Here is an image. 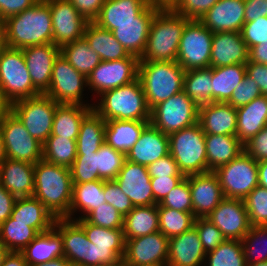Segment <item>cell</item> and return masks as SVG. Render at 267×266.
Segmentation results:
<instances>
[{"label": "cell", "instance_id": "obj_1", "mask_svg": "<svg viewBox=\"0 0 267 266\" xmlns=\"http://www.w3.org/2000/svg\"><path fill=\"white\" fill-rule=\"evenodd\" d=\"M34 177L33 197L55 218H65L69 214L72 199L70 169L41 159L35 164Z\"/></svg>", "mask_w": 267, "mask_h": 266}, {"label": "cell", "instance_id": "obj_2", "mask_svg": "<svg viewBox=\"0 0 267 266\" xmlns=\"http://www.w3.org/2000/svg\"><path fill=\"white\" fill-rule=\"evenodd\" d=\"M7 47L23 49L53 43L49 4L39 0L32 7L6 19Z\"/></svg>", "mask_w": 267, "mask_h": 266}, {"label": "cell", "instance_id": "obj_3", "mask_svg": "<svg viewBox=\"0 0 267 266\" xmlns=\"http://www.w3.org/2000/svg\"><path fill=\"white\" fill-rule=\"evenodd\" d=\"M189 20L163 6L154 15L139 62L176 61L182 33Z\"/></svg>", "mask_w": 267, "mask_h": 266}, {"label": "cell", "instance_id": "obj_4", "mask_svg": "<svg viewBox=\"0 0 267 266\" xmlns=\"http://www.w3.org/2000/svg\"><path fill=\"white\" fill-rule=\"evenodd\" d=\"M99 97H102L100 103L93 105L92 109L105 121L114 119L150 121V109L139 78L106 91Z\"/></svg>", "mask_w": 267, "mask_h": 266}, {"label": "cell", "instance_id": "obj_5", "mask_svg": "<svg viewBox=\"0 0 267 266\" xmlns=\"http://www.w3.org/2000/svg\"><path fill=\"white\" fill-rule=\"evenodd\" d=\"M185 70L176 61L139 62L138 78L148 108L169 99L183 90Z\"/></svg>", "mask_w": 267, "mask_h": 266}, {"label": "cell", "instance_id": "obj_6", "mask_svg": "<svg viewBox=\"0 0 267 266\" xmlns=\"http://www.w3.org/2000/svg\"><path fill=\"white\" fill-rule=\"evenodd\" d=\"M169 153L184 176L207 173L205 133L199 123L168 136Z\"/></svg>", "mask_w": 267, "mask_h": 266}, {"label": "cell", "instance_id": "obj_7", "mask_svg": "<svg viewBox=\"0 0 267 266\" xmlns=\"http://www.w3.org/2000/svg\"><path fill=\"white\" fill-rule=\"evenodd\" d=\"M40 94L32 83L22 49H1L0 95L11 105L15 101Z\"/></svg>", "mask_w": 267, "mask_h": 266}, {"label": "cell", "instance_id": "obj_8", "mask_svg": "<svg viewBox=\"0 0 267 266\" xmlns=\"http://www.w3.org/2000/svg\"><path fill=\"white\" fill-rule=\"evenodd\" d=\"M198 108L182 90L150 110V123L169 136L198 123Z\"/></svg>", "mask_w": 267, "mask_h": 266}, {"label": "cell", "instance_id": "obj_9", "mask_svg": "<svg viewBox=\"0 0 267 266\" xmlns=\"http://www.w3.org/2000/svg\"><path fill=\"white\" fill-rule=\"evenodd\" d=\"M58 103L45 94L15 101L10 111L25 126L29 134L42 145L51 135Z\"/></svg>", "mask_w": 267, "mask_h": 266}, {"label": "cell", "instance_id": "obj_10", "mask_svg": "<svg viewBox=\"0 0 267 266\" xmlns=\"http://www.w3.org/2000/svg\"><path fill=\"white\" fill-rule=\"evenodd\" d=\"M213 172L219 179L224 198L243 200L259 185L258 162L245 151Z\"/></svg>", "mask_w": 267, "mask_h": 266}, {"label": "cell", "instance_id": "obj_11", "mask_svg": "<svg viewBox=\"0 0 267 266\" xmlns=\"http://www.w3.org/2000/svg\"><path fill=\"white\" fill-rule=\"evenodd\" d=\"M211 32L199 20H189L180 40L176 62L185 70L210 68Z\"/></svg>", "mask_w": 267, "mask_h": 266}, {"label": "cell", "instance_id": "obj_12", "mask_svg": "<svg viewBox=\"0 0 267 266\" xmlns=\"http://www.w3.org/2000/svg\"><path fill=\"white\" fill-rule=\"evenodd\" d=\"M162 7L149 0H105L93 22L101 28L113 31L119 23L152 22L154 15Z\"/></svg>", "mask_w": 267, "mask_h": 266}, {"label": "cell", "instance_id": "obj_13", "mask_svg": "<svg viewBox=\"0 0 267 266\" xmlns=\"http://www.w3.org/2000/svg\"><path fill=\"white\" fill-rule=\"evenodd\" d=\"M6 157L36 164L42 159L43 145L32 137L20 120L9 111L0 126Z\"/></svg>", "mask_w": 267, "mask_h": 266}, {"label": "cell", "instance_id": "obj_14", "mask_svg": "<svg viewBox=\"0 0 267 266\" xmlns=\"http://www.w3.org/2000/svg\"><path fill=\"white\" fill-rule=\"evenodd\" d=\"M87 87V78L78 72L60 53L55 59L51 83L45 93L58 104H77L93 107L92 104H83V91Z\"/></svg>", "mask_w": 267, "mask_h": 266}, {"label": "cell", "instance_id": "obj_15", "mask_svg": "<svg viewBox=\"0 0 267 266\" xmlns=\"http://www.w3.org/2000/svg\"><path fill=\"white\" fill-rule=\"evenodd\" d=\"M169 238L160 231L125 239V266H167Z\"/></svg>", "mask_w": 267, "mask_h": 266}, {"label": "cell", "instance_id": "obj_16", "mask_svg": "<svg viewBox=\"0 0 267 266\" xmlns=\"http://www.w3.org/2000/svg\"><path fill=\"white\" fill-rule=\"evenodd\" d=\"M139 59L129 55L112 61H101L88 75L87 86L97 94L129 84L138 78Z\"/></svg>", "mask_w": 267, "mask_h": 266}, {"label": "cell", "instance_id": "obj_17", "mask_svg": "<svg viewBox=\"0 0 267 266\" xmlns=\"http://www.w3.org/2000/svg\"><path fill=\"white\" fill-rule=\"evenodd\" d=\"M50 7L53 44L62 46L82 39L88 21L69 0H45Z\"/></svg>", "mask_w": 267, "mask_h": 266}, {"label": "cell", "instance_id": "obj_18", "mask_svg": "<svg viewBox=\"0 0 267 266\" xmlns=\"http://www.w3.org/2000/svg\"><path fill=\"white\" fill-rule=\"evenodd\" d=\"M206 218L220 229L226 239L242 240L251 228L242 199L224 198Z\"/></svg>", "mask_w": 267, "mask_h": 266}, {"label": "cell", "instance_id": "obj_19", "mask_svg": "<svg viewBox=\"0 0 267 266\" xmlns=\"http://www.w3.org/2000/svg\"><path fill=\"white\" fill-rule=\"evenodd\" d=\"M151 177L147 166L126 160L115 181L134 206L157 204L154 200Z\"/></svg>", "mask_w": 267, "mask_h": 266}, {"label": "cell", "instance_id": "obj_20", "mask_svg": "<svg viewBox=\"0 0 267 266\" xmlns=\"http://www.w3.org/2000/svg\"><path fill=\"white\" fill-rule=\"evenodd\" d=\"M86 233L90 242L99 250V266L110 265L123 259L125 238L123 228L108 229L88 223L85 219H74Z\"/></svg>", "mask_w": 267, "mask_h": 266}, {"label": "cell", "instance_id": "obj_21", "mask_svg": "<svg viewBox=\"0 0 267 266\" xmlns=\"http://www.w3.org/2000/svg\"><path fill=\"white\" fill-rule=\"evenodd\" d=\"M34 87L45 94L51 83L52 69L60 48L53 43L29 46L22 49Z\"/></svg>", "mask_w": 267, "mask_h": 266}, {"label": "cell", "instance_id": "obj_22", "mask_svg": "<svg viewBox=\"0 0 267 266\" xmlns=\"http://www.w3.org/2000/svg\"><path fill=\"white\" fill-rule=\"evenodd\" d=\"M189 187L196 218L207 217L224 199L219 179L213 171L189 175Z\"/></svg>", "mask_w": 267, "mask_h": 266}, {"label": "cell", "instance_id": "obj_23", "mask_svg": "<svg viewBox=\"0 0 267 266\" xmlns=\"http://www.w3.org/2000/svg\"><path fill=\"white\" fill-rule=\"evenodd\" d=\"M199 21L211 32H240L245 23L244 0H219Z\"/></svg>", "mask_w": 267, "mask_h": 266}, {"label": "cell", "instance_id": "obj_24", "mask_svg": "<svg viewBox=\"0 0 267 266\" xmlns=\"http://www.w3.org/2000/svg\"><path fill=\"white\" fill-rule=\"evenodd\" d=\"M249 50L240 32L213 33L210 67H222L248 62Z\"/></svg>", "mask_w": 267, "mask_h": 266}, {"label": "cell", "instance_id": "obj_25", "mask_svg": "<svg viewBox=\"0 0 267 266\" xmlns=\"http://www.w3.org/2000/svg\"><path fill=\"white\" fill-rule=\"evenodd\" d=\"M169 154L168 135L149 123L126 153V160L148 166Z\"/></svg>", "mask_w": 267, "mask_h": 266}, {"label": "cell", "instance_id": "obj_26", "mask_svg": "<svg viewBox=\"0 0 267 266\" xmlns=\"http://www.w3.org/2000/svg\"><path fill=\"white\" fill-rule=\"evenodd\" d=\"M203 262L206 263V252L194 226L169 238L167 266H201Z\"/></svg>", "mask_w": 267, "mask_h": 266}, {"label": "cell", "instance_id": "obj_27", "mask_svg": "<svg viewBox=\"0 0 267 266\" xmlns=\"http://www.w3.org/2000/svg\"><path fill=\"white\" fill-rule=\"evenodd\" d=\"M198 123L205 134L236 136V108L223 102L201 105L198 108Z\"/></svg>", "mask_w": 267, "mask_h": 266}, {"label": "cell", "instance_id": "obj_28", "mask_svg": "<svg viewBox=\"0 0 267 266\" xmlns=\"http://www.w3.org/2000/svg\"><path fill=\"white\" fill-rule=\"evenodd\" d=\"M35 164L6 158L0 165V183L16 198L32 197Z\"/></svg>", "mask_w": 267, "mask_h": 266}, {"label": "cell", "instance_id": "obj_29", "mask_svg": "<svg viewBox=\"0 0 267 266\" xmlns=\"http://www.w3.org/2000/svg\"><path fill=\"white\" fill-rule=\"evenodd\" d=\"M62 237L64 257L73 266H87L89 239L84 229L75 221L56 218L53 227Z\"/></svg>", "mask_w": 267, "mask_h": 266}, {"label": "cell", "instance_id": "obj_30", "mask_svg": "<svg viewBox=\"0 0 267 266\" xmlns=\"http://www.w3.org/2000/svg\"><path fill=\"white\" fill-rule=\"evenodd\" d=\"M236 137L244 145L267 126V96L261 95L249 104L236 108Z\"/></svg>", "mask_w": 267, "mask_h": 266}, {"label": "cell", "instance_id": "obj_31", "mask_svg": "<svg viewBox=\"0 0 267 266\" xmlns=\"http://www.w3.org/2000/svg\"><path fill=\"white\" fill-rule=\"evenodd\" d=\"M17 222L28 223L38 233L51 230L56 218L35 197L17 198L10 216Z\"/></svg>", "mask_w": 267, "mask_h": 266}, {"label": "cell", "instance_id": "obj_32", "mask_svg": "<svg viewBox=\"0 0 267 266\" xmlns=\"http://www.w3.org/2000/svg\"><path fill=\"white\" fill-rule=\"evenodd\" d=\"M20 253L28 266L64 257L62 237L52 228L47 232L39 233Z\"/></svg>", "mask_w": 267, "mask_h": 266}, {"label": "cell", "instance_id": "obj_33", "mask_svg": "<svg viewBox=\"0 0 267 266\" xmlns=\"http://www.w3.org/2000/svg\"><path fill=\"white\" fill-rule=\"evenodd\" d=\"M207 172L228 164L244 152V145L233 135L205 134Z\"/></svg>", "mask_w": 267, "mask_h": 266}, {"label": "cell", "instance_id": "obj_34", "mask_svg": "<svg viewBox=\"0 0 267 266\" xmlns=\"http://www.w3.org/2000/svg\"><path fill=\"white\" fill-rule=\"evenodd\" d=\"M105 143L126 154L137 142L150 121L110 120L105 121Z\"/></svg>", "mask_w": 267, "mask_h": 266}, {"label": "cell", "instance_id": "obj_35", "mask_svg": "<svg viewBox=\"0 0 267 266\" xmlns=\"http://www.w3.org/2000/svg\"><path fill=\"white\" fill-rule=\"evenodd\" d=\"M83 38L89 47L99 55L101 61L118 60L129 56L112 31L101 28L94 22H88Z\"/></svg>", "mask_w": 267, "mask_h": 266}, {"label": "cell", "instance_id": "obj_36", "mask_svg": "<svg viewBox=\"0 0 267 266\" xmlns=\"http://www.w3.org/2000/svg\"><path fill=\"white\" fill-rule=\"evenodd\" d=\"M92 107L77 104H58L53 118L50 136L64 137L76 140L83 118Z\"/></svg>", "mask_w": 267, "mask_h": 266}, {"label": "cell", "instance_id": "obj_37", "mask_svg": "<svg viewBox=\"0 0 267 266\" xmlns=\"http://www.w3.org/2000/svg\"><path fill=\"white\" fill-rule=\"evenodd\" d=\"M159 231L158 206H134L124 217L123 232L125 239H132Z\"/></svg>", "mask_w": 267, "mask_h": 266}, {"label": "cell", "instance_id": "obj_38", "mask_svg": "<svg viewBox=\"0 0 267 266\" xmlns=\"http://www.w3.org/2000/svg\"><path fill=\"white\" fill-rule=\"evenodd\" d=\"M104 180H96L84 183L73 184L72 199L69 214L66 219L74 220L73 213L77 209L84 213L79 219H84L97 206L105 203Z\"/></svg>", "mask_w": 267, "mask_h": 266}, {"label": "cell", "instance_id": "obj_39", "mask_svg": "<svg viewBox=\"0 0 267 266\" xmlns=\"http://www.w3.org/2000/svg\"><path fill=\"white\" fill-rule=\"evenodd\" d=\"M245 75L244 64L212 67V101L227 103Z\"/></svg>", "mask_w": 267, "mask_h": 266}, {"label": "cell", "instance_id": "obj_40", "mask_svg": "<svg viewBox=\"0 0 267 266\" xmlns=\"http://www.w3.org/2000/svg\"><path fill=\"white\" fill-rule=\"evenodd\" d=\"M152 22H126L116 24L112 31L116 40L129 55L141 58L148 40Z\"/></svg>", "mask_w": 267, "mask_h": 266}, {"label": "cell", "instance_id": "obj_41", "mask_svg": "<svg viewBox=\"0 0 267 266\" xmlns=\"http://www.w3.org/2000/svg\"><path fill=\"white\" fill-rule=\"evenodd\" d=\"M105 120L93 109L83 118L76 139L77 154L97 152L105 142Z\"/></svg>", "mask_w": 267, "mask_h": 266}, {"label": "cell", "instance_id": "obj_42", "mask_svg": "<svg viewBox=\"0 0 267 266\" xmlns=\"http://www.w3.org/2000/svg\"><path fill=\"white\" fill-rule=\"evenodd\" d=\"M183 91L198 106L212 103V67L185 71Z\"/></svg>", "mask_w": 267, "mask_h": 266}, {"label": "cell", "instance_id": "obj_43", "mask_svg": "<svg viewBox=\"0 0 267 266\" xmlns=\"http://www.w3.org/2000/svg\"><path fill=\"white\" fill-rule=\"evenodd\" d=\"M60 53L86 78L101 62L99 55L89 47L84 38L62 46Z\"/></svg>", "mask_w": 267, "mask_h": 266}, {"label": "cell", "instance_id": "obj_44", "mask_svg": "<svg viewBox=\"0 0 267 266\" xmlns=\"http://www.w3.org/2000/svg\"><path fill=\"white\" fill-rule=\"evenodd\" d=\"M38 234L28 223L17 222L11 217L0 225V241L10 252L22 251Z\"/></svg>", "mask_w": 267, "mask_h": 266}, {"label": "cell", "instance_id": "obj_45", "mask_svg": "<svg viewBox=\"0 0 267 266\" xmlns=\"http://www.w3.org/2000/svg\"><path fill=\"white\" fill-rule=\"evenodd\" d=\"M76 156V140L49 136L43 144L42 159L49 163L70 169Z\"/></svg>", "mask_w": 267, "mask_h": 266}, {"label": "cell", "instance_id": "obj_46", "mask_svg": "<svg viewBox=\"0 0 267 266\" xmlns=\"http://www.w3.org/2000/svg\"><path fill=\"white\" fill-rule=\"evenodd\" d=\"M159 231L167 238L182 234L194 226L193 213L177 211L168 207H158Z\"/></svg>", "mask_w": 267, "mask_h": 266}, {"label": "cell", "instance_id": "obj_47", "mask_svg": "<svg viewBox=\"0 0 267 266\" xmlns=\"http://www.w3.org/2000/svg\"><path fill=\"white\" fill-rule=\"evenodd\" d=\"M207 266H246L241 240L225 239L215 250L206 253Z\"/></svg>", "mask_w": 267, "mask_h": 266}, {"label": "cell", "instance_id": "obj_48", "mask_svg": "<svg viewBox=\"0 0 267 266\" xmlns=\"http://www.w3.org/2000/svg\"><path fill=\"white\" fill-rule=\"evenodd\" d=\"M126 161V154L105 142L97 151V170L101 180H115Z\"/></svg>", "mask_w": 267, "mask_h": 266}, {"label": "cell", "instance_id": "obj_49", "mask_svg": "<svg viewBox=\"0 0 267 266\" xmlns=\"http://www.w3.org/2000/svg\"><path fill=\"white\" fill-rule=\"evenodd\" d=\"M267 226H251L249 232L241 240L244 257L247 264L267 261ZM264 248L259 247L260 244ZM257 246V247H256ZM259 250V251H258Z\"/></svg>", "mask_w": 267, "mask_h": 266}, {"label": "cell", "instance_id": "obj_50", "mask_svg": "<svg viewBox=\"0 0 267 266\" xmlns=\"http://www.w3.org/2000/svg\"><path fill=\"white\" fill-rule=\"evenodd\" d=\"M243 200L251 226H267V189L258 185Z\"/></svg>", "mask_w": 267, "mask_h": 266}, {"label": "cell", "instance_id": "obj_51", "mask_svg": "<svg viewBox=\"0 0 267 266\" xmlns=\"http://www.w3.org/2000/svg\"><path fill=\"white\" fill-rule=\"evenodd\" d=\"M70 171L72 184L101 180L97 170V152L77 154Z\"/></svg>", "mask_w": 267, "mask_h": 266}, {"label": "cell", "instance_id": "obj_52", "mask_svg": "<svg viewBox=\"0 0 267 266\" xmlns=\"http://www.w3.org/2000/svg\"><path fill=\"white\" fill-rule=\"evenodd\" d=\"M157 206L193 213L189 175L185 176L183 180L174 187L159 204H157Z\"/></svg>", "mask_w": 267, "mask_h": 266}, {"label": "cell", "instance_id": "obj_53", "mask_svg": "<svg viewBox=\"0 0 267 266\" xmlns=\"http://www.w3.org/2000/svg\"><path fill=\"white\" fill-rule=\"evenodd\" d=\"M84 219L90 224L116 229L123 228L124 217L111 204L105 202L92 210Z\"/></svg>", "mask_w": 267, "mask_h": 266}, {"label": "cell", "instance_id": "obj_54", "mask_svg": "<svg viewBox=\"0 0 267 266\" xmlns=\"http://www.w3.org/2000/svg\"><path fill=\"white\" fill-rule=\"evenodd\" d=\"M219 0H172L168 7L190 20H199Z\"/></svg>", "mask_w": 267, "mask_h": 266}, {"label": "cell", "instance_id": "obj_55", "mask_svg": "<svg viewBox=\"0 0 267 266\" xmlns=\"http://www.w3.org/2000/svg\"><path fill=\"white\" fill-rule=\"evenodd\" d=\"M194 227L206 253L215 250L226 239L220 229L206 217L196 218Z\"/></svg>", "mask_w": 267, "mask_h": 266}, {"label": "cell", "instance_id": "obj_56", "mask_svg": "<svg viewBox=\"0 0 267 266\" xmlns=\"http://www.w3.org/2000/svg\"><path fill=\"white\" fill-rule=\"evenodd\" d=\"M261 95V90L257 83L246 74L243 81L232 92V96L227 103L234 108H239L249 104L253 99Z\"/></svg>", "mask_w": 267, "mask_h": 266}, {"label": "cell", "instance_id": "obj_57", "mask_svg": "<svg viewBox=\"0 0 267 266\" xmlns=\"http://www.w3.org/2000/svg\"><path fill=\"white\" fill-rule=\"evenodd\" d=\"M105 202L111 204L125 217L133 208L131 200L120 189L115 180H104Z\"/></svg>", "mask_w": 267, "mask_h": 266}, {"label": "cell", "instance_id": "obj_58", "mask_svg": "<svg viewBox=\"0 0 267 266\" xmlns=\"http://www.w3.org/2000/svg\"><path fill=\"white\" fill-rule=\"evenodd\" d=\"M240 33L248 50L257 44L267 43L266 16L259 17L257 20L251 22H245Z\"/></svg>", "mask_w": 267, "mask_h": 266}, {"label": "cell", "instance_id": "obj_59", "mask_svg": "<svg viewBox=\"0 0 267 266\" xmlns=\"http://www.w3.org/2000/svg\"><path fill=\"white\" fill-rule=\"evenodd\" d=\"M147 170L151 178L185 177L170 153L148 165Z\"/></svg>", "mask_w": 267, "mask_h": 266}, {"label": "cell", "instance_id": "obj_60", "mask_svg": "<svg viewBox=\"0 0 267 266\" xmlns=\"http://www.w3.org/2000/svg\"><path fill=\"white\" fill-rule=\"evenodd\" d=\"M244 151L257 162L267 160V126L244 144Z\"/></svg>", "mask_w": 267, "mask_h": 266}, {"label": "cell", "instance_id": "obj_61", "mask_svg": "<svg viewBox=\"0 0 267 266\" xmlns=\"http://www.w3.org/2000/svg\"><path fill=\"white\" fill-rule=\"evenodd\" d=\"M184 177H156L151 178L150 183L154 200L159 204L166 195L176 187Z\"/></svg>", "mask_w": 267, "mask_h": 266}, {"label": "cell", "instance_id": "obj_62", "mask_svg": "<svg viewBox=\"0 0 267 266\" xmlns=\"http://www.w3.org/2000/svg\"><path fill=\"white\" fill-rule=\"evenodd\" d=\"M78 12L88 21L93 22L99 15L105 0H69Z\"/></svg>", "mask_w": 267, "mask_h": 266}, {"label": "cell", "instance_id": "obj_63", "mask_svg": "<svg viewBox=\"0 0 267 266\" xmlns=\"http://www.w3.org/2000/svg\"><path fill=\"white\" fill-rule=\"evenodd\" d=\"M39 0H0V17L7 19L32 7Z\"/></svg>", "mask_w": 267, "mask_h": 266}, {"label": "cell", "instance_id": "obj_64", "mask_svg": "<svg viewBox=\"0 0 267 266\" xmlns=\"http://www.w3.org/2000/svg\"><path fill=\"white\" fill-rule=\"evenodd\" d=\"M245 67L246 74L257 83L261 94L267 96V65L247 62Z\"/></svg>", "mask_w": 267, "mask_h": 266}, {"label": "cell", "instance_id": "obj_65", "mask_svg": "<svg viewBox=\"0 0 267 266\" xmlns=\"http://www.w3.org/2000/svg\"><path fill=\"white\" fill-rule=\"evenodd\" d=\"M245 22L257 20L267 16V0H244Z\"/></svg>", "mask_w": 267, "mask_h": 266}, {"label": "cell", "instance_id": "obj_66", "mask_svg": "<svg viewBox=\"0 0 267 266\" xmlns=\"http://www.w3.org/2000/svg\"><path fill=\"white\" fill-rule=\"evenodd\" d=\"M16 199L17 198L0 183V225L11 216Z\"/></svg>", "mask_w": 267, "mask_h": 266}, {"label": "cell", "instance_id": "obj_67", "mask_svg": "<svg viewBox=\"0 0 267 266\" xmlns=\"http://www.w3.org/2000/svg\"><path fill=\"white\" fill-rule=\"evenodd\" d=\"M248 62L267 65V43L257 44L249 49Z\"/></svg>", "mask_w": 267, "mask_h": 266}, {"label": "cell", "instance_id": "obj_68", "mask_svg": "<svg viewBox=\"0 0 267 266\" xmlns=\"http://www.w3.org/2000/svg\"><path fill=\"white\" fill-rule=\"evenodd\" d=\"M2 266H28V263L20 252H9Z\"/></svg>", "mask_w": 267, "mask_h": 266}, {"label": "cell", "instance_id": "obj_69", "mask_svg": "<svg viewBox=\"0 0 267 266\" xmlns=\"http://www.w3.org/2000/svg\"><path fill=\"white\" fill-rule=\"evenodd\" d=\"M87 266H99V250L92 242L88 244Z\"/></svg>", "mask_w": 267, "mask_h": 266}, {"label": "cell", "instance_id": "obj_70", "mask_svg": "<svg viewBox=\"0 0 267 266\" xmlns=\"http://www.w3.org/2000/svg\"><path fill=\"white\" fill-rule=\"evenodd\" d=\"M258 182L259 186L267 189V160L258 161Z\"/></svg>", "mask_w": 267, "mask_h": 266}, {"label": "cell", "instance_id": "obj_71", "mask_svg": "<svg viewBox=\"0 0 267 266\" xmlns=\"http://www.w3.org/2000/svg\"><path fill=\"white\" fill-rule=\"evenodd\" d=\"M29 266H73V265L65 257H61L46 263H39Z\"/></svg>", "mask_w": 267, "mask_h": 266}, {"label": "cell", "instance_id": "obj_72", "mask_svg": "<svg viewBox=\"0 0 267 266\" xmlns=\"http://www.w3.org/2000/svg\"><path fill=\"white\" fill-rule=\"evenodd\" d=\"M7 47L6 20L0 17V50Z\"/></svg>", "mask_w": 267, "mask_h": 266}, {"label": "cell", "instance_id": "obj_73", "mask_svg": "<svg viewBox=\"0 0 267 266\" xmlns=\"http://www.w3.org/2000/svg\"><path fill=\"white\" fill-rule=\"evenodd\" d=\"M10 111V104L0 95V126L4 116Z\"/></svg>", "mask_w": 267, "mask_h": 266}, {"label": "cell", "instance_id": "obj_74", "mask_svg": "<svg viewBox=\"0 0 267 266\" xmlns=\"http://www.w3.org/2000/svg\"><path fill=\"white\" fill-rule=\"evenodd\" d=\"M10 251L3 245L0 241V266H2L5 257L8 255Z\"/></svg>", "mask_w": 267, "mask_h": 266}, {"label": "cell", "instance_id": "obj_75", "mask_svg": "<svg viewBox=\"0 0 267 266\" xmlns=\"http://www.w3.org/2000/svg\"><path fill=\"white\" fill-rule=\"evenodd\" d=\"M6 152H5V147L2 139V135L0 133V165L4 162L6 159Z\"/></svg>", "mask_w": 267, "mask_h": 266}, {"label": "cell", "instance_id": "obj_76", "mask_svg": "<svg viewBox=\"0 0 267 266\" xmlns=\"http://www.w3.org/2000/svg\"><path fill=\"white\" fill-rule=\"evenodd\" d=\"M149 1L158 3L162 6H168V4L170 3V0H149Z\"/></svg>", "mask_w": 267, "mask_h": 266}, {"label": "cell", "instance_id": "obj_77", "mask_svg": "<svg viewBox=\"0 0 267 266\" xmlns=\"http://www.w3.org/2000/svg\"><path fill=\"white\" fill-rule=\"evenodd\" d=\"M100 266H125V263L123 262V260L121 259L119 262H116L114 264H110V265H100Z\"/></svg>", "mask_w": 267, "mask_h": 266}, {"label": "cell", "instance_id": "obj_78", "mask_svg": "<svg viewBox=\"0 0 267 266\" xmlns=\"http://www.w3.org/2000/svg\"><path fill=\"white\" fill-rule=\"evenodd\" d=\"M246 266H267V261L259 262V263H253V264H247Z\"/></svg>", "mask_w": 267, "mask_h": 266}]
</instances>
